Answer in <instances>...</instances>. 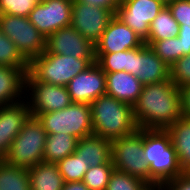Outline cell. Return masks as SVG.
Here are the masks:
<instances>
[{
	"label": "cell",
	"mask_w": 190,
	"mask_h": 190,
	"mask_svg": "<svg viewBox=\"0 0 190 190\" xmlns=\"http://www.w3.org/2000/svg\"><path fill=\"white\" fill-rule=\"evenodd\" d=\"M39 0H0V14L28 17Z\"/></svg>",
	"instance_id": "cell-32"
},
{
	"label": "cell",
	"mask_w": 190,
	"mask_h": 190,
	"mask_svg": "<svg viewBox=\"0 0 190 190\" xmlns=\"http://www.w3.org/2000/svg\"><path fill=\"white\" fill-rule=\"evenodd\" d=\"M96 59H79L71 55L48 53L46 50L29 63V72L46 84L65 86Z\"/></svg>",
	"instance_id": "cell-4"
},
{
	"label": "cell",
	"mask_w": 190,
	"mask_h": 190,
	"mask_svg": "<svg viewBox=\"0 0 190 190\" xmlns=\"http://www.w3.org/2000/svg\"><path fill=\"white\" fill-rule=\"evenodd\" d=\"M143 157L150 170V184H165L183 172L166 129H143Z\"/></svg>",
	"instance_id": "cell-3"
},
{
	"label": "cell",
	"mask_w": 190,
	"mask_h": 190,
	"mask_svg": "<svg viewBox=\"0 0 190 190\" xmlns=\"http://www.w3.org/2000/svg\"><path fill=\"white\" fill-rule=\"evenodd\" d=\"M72 102L91 104L99 96L106 94V75L100 66L94 62L85 71L66 85Z\"/></svg>",
	"instance_id": "cell-15"
},
{
	"label": "cell",
	"mask_w": 190,
	"mask_h": 190,
	"mask_svg": "<svg viewBox=\"0 0 190 190\" xmlns=\"http://www.w3.org/2000/svg\"><path fill=\"white\" fill-rule=\"evenodd\" d=\"M25 94L27 96L24 95V97L29 101L30 114L34 117H38L42 113L64 109L72 103L65 86L38 81L29 71L25 77Z\"/></svg>",
	"instance_id": "cell-9"
},
{
	"label": "cell",
	"mask_w": 190,
	"mask_h": 190,
	"mask_svg": "<svg viewBox=\"0 0 190 190\" xmlns=\"http://www.w3.org/2000/svg\"><path fill=\"white\" fill-rule=\"evenodd\" d=\"M144 40L114 16L95 44V53H114L141 47Z\"/></svg>",
	"instance_id": "cell-16"
},
{
	"label": "cell",
	"mask_w": 190,
	"mask_h": 190,
	"mask_svg": "<svg viewBox=\"0 0 190 190\" xmlns=\"http://www.w3.org/2000/svg\"><path fill=\"white\" fill-rule=\"evenodd\" d=\"M93 134L110 141L135 132L133 107L104 94L90 104Z\"/></svg>",
	"instance_id": "cell-2"
},
{
	"label": "cell",
	"mask_w": 190,
	"mask_h": 190,
	"mask_svg": "<svg viewBox=\"0 0 190 190\" xmlns=\"http://www.w3.org/2000/svg\"><path fill=\"white\" fill-rule=\"evenodd\" d=\"M114 169L138 177L150 184V170L143 157V129L111 141Z\"/></svg>",
	"instance_id": "cell-7"
},
{
	"label": "cell",
	"mask_w": 190,
	"mask_h": 190,
	"mask_svg": "<svg viewBox=\"0 0 190 190\" xmlns=\"http://www.w3.org/2000/svg\"><path fill=\"white\" fill-rule=\"evenodd\" d=\"M133 113L140 129H167L183 117L180 88L170 79L143 85Z\"/></svg>",
	"instance_id": "cell-1"
},
{
	"label": "cell",
	"mask_w": 190,
	"mask_h": 190,
	"mask_svg": "<svg viewBox=\"0 0 190 190\" xmlns=\"http://www.w3.org/2000/svg\"><path fill=\"white\" fill-rule=\"evenodd\" d=\"M0 33L16 45L29 63L46 50V37L36 29L28 17L0 14Z\"/></svg>",
	"instance_id": "cell-8"
},
{
	"label": "cell",
	"mask_w": 190,
	"mask_h": 190,
	"mask_svg": "<svg viewBox=\"0 0 190 190\" xmlns=\"http://www.w3.org/2000/svg\"><path fill=\"white\" fill-rule=\"evenodd\" d=\"M78 139L65 133L48 134L43 153V162L58 163L76 150Z\"/></svg>",
	"instance_id": "cell-22"
},
{
	"label": "cell",
	"mask_w": 190,
	"mask_h": 190,
	"mask_svg": "<svg viewBox=\"0 0 190 190\" xmlns=\"http://www.w3.org/2000/svg\"><path fill=\"white\" fill-rule=\"evenodd\" d=\"M96 63L104 72H131L132 49L114 53H95Z\"/></svg>",
	"instance_id": "cell-26"
},
{
	"label": "cell",
	"mask_w": 190,
	"mask_h": 190,
	"mask_svg": "<svg viewBox=\"0 0 190 190\" xmlns=\"http://www.w3.org/2000/svg\"><path fill=\"white\" fill-rule=\"evenodd\" d=\"M114 16L110 9L73 0L70 26L95 45Z\"/></svg>",
	"instance_id": "cell-12"
},
{
	"label": "cell",
	"mask_w": 190,
	"mask_h": 190,
	"mask_svg": "<svg viewBox=\"0 0 190 190\" xmlns=\"http://www.w3.org/2000/svg\"><path fill=\"white\" fill-rule=\"evenodd\" d=\"M177 37L180 39L182 57L190 54V28H179Z\"/></svg>",
	"instance_id": "cell-37"
},
{
	"label": "cell",
	"mask_w": 190,
	"mask_h": 190,
	"mask_svg": "<svg viewBox=\"0 0 190 190\" xmlns=\"http://www.w3.org/2000/svg\"><path fill=\"white\" fill-rule=\"evenodd\" d=\"M146 185L142 179L114 169L106 190H142Z\"/></svg>",
	"instance_id": "cell-31"
},
{
	"label": "cell",
	"mask_w": 190,
	"mask_h": 190,
	"mask_svg": "<svg viewBox=\"0 0 190 190\" xmlns=\"http://www.w3.org/2000/svg\"><path fill=\"white\" fill-rule=\"evenodd\" d=\"M106 94L133 107L142 92L143 84L125 71L105 72Z\"/></svg>",
	"instance_id": "cell-18"
},
{
	"label": "cell",
	"mask_w": 190,
	"mask_h": 190,
	"mask_svg": "<svg viewBox=\"0 0 190 190\" xmlns=\"http://www.w3.org/2000/svg\"><path fill=\"white\" fill-rule=\"evenodd\" d=\"M73 0L39 1L28 15L29 21L46 39L71 24Z\"/></svg>",
	"instance_id": "cell-10"
},
{
	"label": "cell",
	"mask_w": 190,
	"mask_h": 190,
	"mask_svg": "<svg viewBox=\"0 0 190 190\" xmlns=\"http://www.w3.org/2000/svg\"><path fill=\"white\" fill-rule=\"evenodd\" d=\"M183 171L190 176V163L183 169Z\"/></svg>",
	"instance_id": "cell-41"
},
{
	"label": "cell",
	"mask_w": 190,
	"mask_h": 190,
	"mask_svg": "<svg viewBox=\"0 0 190 190\" xmlns=\"http://www.w3.org/2000/svg\"><path fill=\"white\" fill-rule=\"evenodd\" d=\"M75 1L110 9L114 14L116 13L117 8L120 4V0H75Z\"/></svg>",
	"instance_id": "cell-38"
},
{
	"label": "cell",
	"mask_w": 190,
	"mask_h": 190,
	"mask_svg": "<svg viewBox=\"0 0 190 190\" xmlns=\"http://www.w3.org/2000/svg\"><path fill=\"white\" fill-rule=\"evenodd\" d=\"M144 42L146 45H149L169 67L182 57L180 39L177 36L163 40H145Z\"/></svg>",
	"instance_id": "cell-27"
},
{
	"label": "cell",
	"mask_w": 190,
	"mask_h": 190,
	"mask_svg": "<svg viewBox=\"0 0 190 190\" xmlns=\"http://www.w3.org/2000/svg\"><path fill=\"white\" fill-rule=\"evenodd\" d=\"M62 190H90L83 181L64 182Z\"/></svg>",
	"instance_id": "cell-39"
},
{
	"label": "cell",
	"mask_w": 190,
	"mask_h": 190,
	"mask_svg": "<svg viewBox=\"0 0 190 190\" xmlns=\"http://www.w3.org/2000/svg\"><path fill=\"white\" fill-rule=\"evenodd\" d=\"M165 5L163 0H120L115 16L145 41L150 24Z\"/></svg>",
	"instance_id": "cell-11"
},
{
	"label": "cell",
	"mask_w": 190,
	"mask_h": 190,
	"mask_svg": "<svg viewBox=\"0 0 190 190\" xmlns=\"http://www.w3.org/2000/svg\"><path fill=\"white\" fill-rule=\"evenodd\" d=\"M30 115L26 99L0 106V160H3L9 153L14 138Z\"/></svg>",
	"instance_id": "cell-17"
},
{
	"label": "cell",
	"mask_w": 190,
	"mask_h": 190,
	"mask_svg": "<svg viewBox=\"0 0 190 190\" xmlns=\"http://www.w3.org/2000/svg\"><path fill=\"white\" fill-rule=\"evenodd\" d=\"M114 171L112 159L99 166L90 167L84 174L83 182L90 190H106L111 173Z\"/></svg>",
	"instance_id": "cell-30"
},
{
	"label": "cell",
	"mask_w": 190,
	"mask_h": 190,
	"mask_svg": "<svg viewBox=\"0 0 190 190\" xmlns=\"http://www.w3.org/2000/svg\"><path fill=\"white\" fill-rule=\"evenodd\" d=\"M47 135L40 120L30 115L14 138L4 160L11 165L27 169L42 162Z\"/></svg>",
	"instance_id": "cell-5"
},
{
	"label": "cell",
	"mask_w": 190,
	"mask_h": 190,
	"mask_svg": "<svg viewBox=\"0 0 190 190\" xmlns=\"http://www.w3.org/2000/svg\"><path fill=\"white\" fill-rule=\"evenodd\" d=\"M176 150L180 166L190 163V119L182 117L166 129Z\"/></svg>",
	"instance_id": "cell-23"
},
{
	"label": "cell",
	"mask_w": 190,
	"mask_h": 190,
	"mask_svg": "<svg viewBox=\"0 0 190 190\" xmlns=\"http://www.w3.org/2000/svg\"><path fill=\"white\" fill-rule=\"evenodd\" d=\"M25 77L26 74L19 68L0 65V106L25 98L22 96L25 94Z\"/></svg>",
	"instance_id": "cell-19"
},
{
	"label": "cell",
	"mask_w": 190,
	"mask_h": 190,
	"mask_svg": "<svg viewBox=\"0 0 190 190\" xmlns=\"http://www.w3.org/2000/svg\"><path fill=\"white\" fill-rule=\"evenodd\" d=\"M142 190H167L164 184H147Z\"/></svg>",
	"instance_id": "cell-40"
},
{
	"label": "cell",
	"mask_w": 190,
	"mask_h": 190,
	"mask_svg": "<svg viewBox=\"0 0 190 190\" xmlns=\"http://www.w3.org/2000/svg\"><path fill=\"white\" fill-rule=\"evenodd\" d=\"M170 80L178 87L190 84V54L170 66Z\"/></svg>",
	"instance_id": "cell-33"
},
{
	"label": "cell",
	"mask_w": 190,
	"mask_h": 190,
	"mask_svg": "<svg viewBox=\"0 0 190 190\" xmlns=\"http://www.w3.org/2000/svg\"><path fill=\"white\" fill-rule=\"evenodd\" d=\"M179 33L178 22L173 18L171 10L165 5L150 24L146 40H163L176 37Z\"/></svg>",
	"instance_id": "cell-25"
},
{
	"label": "cell",
	"mask_w": 190,
	"mask_h": 190,
	"mask_svg": "<svg viewBox=\"0 0 190 190\" xmlns=\"http://www.w3.org/2000/svg\"><path fill=\"white\" fill-rule=\"evenodd\" d=\"M164 186L167 190H190V176L183 171L180 175L167 181Z\"/></svg>",
	"instance_id": "cell-35"
},
{
	"label": "cell",
	"mask_w": 190,
	"mask_h": 190,
	"mask_svg": "<svg viewBox=\"0 0 190 190\" xmlns=\"http://www.w3.org/2000/svg\"><path fill=\"white\" fill-rule=\"evenodd\" d=\"M75 152L88 166H99L111 160V141L92 134L77 141Z\"/></svg>",
	"instance_id": "cell-20"
},
{
	"label": "cell",
	"mask_w": 190,
	"mask_h": 190,
	"mask_svg": "<svg viewBox=\"0 0 190 190\" xmlns=\"http://www.w3.org/2000/svg\"><path fill=\"white\" fill-rule=\"evenodd\" d=\"M0 65L29 71V62L21 55L16 45L6 36L0 34Z\"/></svg>",
	"instance_id": "cell-28"
},
{
	"label": "cell",
	"mask_w": 190,
	"mask_h": 190,
	"mask_svg": "<svg viewBox=\"0 0 190 190\" xmlns=\"http://www.w3.org/2000/svg\"><path fill=\"white\" fill-rule=\"evenodd\" d=\"M46 51L79 59H96L95 45L72 26L61 28L46 39Z\"/></svg>",
	"instance_id": "cell-13"
},
{
	"label": "cell",
	"mask_w": 190,
	"mask_h": 190,
	"mask_svg": "<svg viewBox=\"0 0 190 190\" xmlns=\"http://www.w3.org/2000/svg\"><path fill=\"white\" fill-rule=\"evenodd\" d=\"M180 94L182 116L190 119V84L180 87Z\"/></svg>",
	"instance_id": "cell-36"
},
{
	"label": "cell",
	"mask_w": 190,
	"mask_h": 190,
	"mask_svg": "<svg viewBox=\"0 0 190 190\" xmlns=\"http://www.w3.org/2000/svg\"><path fill=\"white\" fill-rule=\"evenodd\" d=\"M143 85L170 79V67L145 43L132 49L131 72Z\"/></svg>",
	"instance_id": "cell-14"
},
{
	"label": "cell",
	"mask_w": 190,
	"mask_h": 190,
	"mask_svg": "<svg viewBox=\"0 0 190 190\" xmlns=\"http://www.w3.org/2000/svg\"><path fill=\"white\" fill-rule=\"evenodd\" d=\"M31 190H62L64 180L57 163L39 162L28 169Z\"/></svg>",
	"instance_id": "cell-21"
},
{
	"label": "cell",
	"mask_w": 190,
	"mask_h": 190,
	"mask_svg": "<svg viewBox=\"0 0 190 190\" xmlns=\"http://www.w3.org/2000/svg\"><path fill=\"white\" fill-rule=\"evenodd\" d=\"M0 190H31L28 169L0 160Z\"/></svg>",
	"instance_id": "cell-24"
},
{
	"label": "cell",
	"mask_w": 190,
	"mask_h": 190,
	"mask_svg": "<svg viewBox=\"0 0 190 190\" xmlns=\"http://www.w3.org/2000/svg\"><path fill=\"white\" fill-rule=\"evenodd\" d=\"M166 5L179 28H190V0H169Z\"/></svg>",
	"instance_id": "cell-34"
},
{
	"label": "cell",
	"mask_w": 190,
	"mask_h": 190,
	"mask_svg": "<svg viewBox=\"0 0 190 190\" xmlns=\"http://www.w3.org/2000/svg\"><path fill=\"white\" fill-rule=\"evenodd\" d=\"M57 165L64 182L82 181L90 168L76 152L60 160Z\"/></svg>",
	"instance_id": "cell-29"
},
{
	"label": "cell",
	"mask_w": 190,
	"mask_h": 190,
	"mask_svg": "<svg viewBox=\"0 0 190 190\" xmlns=\"http://www.w3.org/2000/svg\"><path fill=\"white\" fill-rule=\"evenodd\" d=\"M47 134L65 133L78 140L93 134L90 104L72 102L68 107L37 117Z\"/></svg>",
	"instance_id": "cell-6"
}]
</instances>
